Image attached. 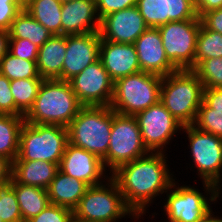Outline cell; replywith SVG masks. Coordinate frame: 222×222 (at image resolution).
Returning a JSON list of instances; mask_svg holds the SVG:
<instances>
[{"mask_svg":"<svg viewBox=\"0 0 222 222\" xmlns=\"http://www.w3.org/2000/svg\"><path fill=\"white\" fill-rule=\"evenodd\" d=\"M26 222H75L73 211L49 203L37 216Z\"/></svg>","mask_w":222,"mask_h":222,"instance_id":"836d02e7","label":"cell"},{"mask_svg":"<svg viewBox=\"0 0 222 222\" xmlns=\"http://www.w3.org/2000/svg\"><path fill=\"white\" fill-rule=\"evenodd\" d=\"M99 59L114 82L119 78L141 71L134 44L101 39Z\"/></svg>","mask_w":222,"mask_h":222,"instance_id":"ac0fdd59","label":"cell"},{"mask_svg":"<svg viewBox=\"0 0 222 222\" xmlns=\"http://www.w3.org/2000/svg\"><path fill=\"white\" fill-rule=\"evenodd\" d=\"M182 132L189 142L188 149L192 166L201 182L214 184L222 193V138L209 132L201 131L193 124L183 126Z\"/></svg>","mask_w":222,"mask_h":222,"instance_id":"30bf717a","label":"cell"},{"mask_svg":"<svg viewBox=\"0 0 222 222\" xmlns=\"http://www.w3.org/2000/svg\"><path fill=\"white\" fill-rule=\"evenodd\" d=\"M9 185L16 194L23 222L37 216L50 203L47 189L15 183L13 180Z\"/></svg>","mask_w":222,"mask_h":222,"instance_id":"603a6c76","label":"cell"},{"mask_svg":"<svg viewBox=\"0 0 222 222\" xmlns=\"http://www.w3.org/2000/svg\"><path fill=\"white\" fill-rule=\"evenodd\" d=\"M194 8L200 18L208 11L222 8V0H195Z\"/></svg>","mask_w":222,"mask_h":222,"instance_id":"b9f144b4","label":"cell"},{"mask_svg":"<svg viewBox=\"0 0 222 222\" xmlns=\"http://www.w3.org/2000/svg\"><path fill=\"white\" fill-rule=\"evenodd\" d=\"M59 165L41 160H14L12 180L15 183L47 189L55 178Z\"/></svg>","mask_w":222,"mask_h":222,"instance_id":"ffe728a7","label":"cell"},{"mask_svg":"<svg viewBox=\"0 0 222 222\" xmlns=\"http://www.w3.org/2000/svg\"><path fill=\"white\" fill-rule=\"evenodd\" d=\"M12 180V162L0 156V187L8 185Z\"/></svg>","mask_w":222,"mask_h":222,"instance_id":"7bdbcfd3","label":"cell"},{"mask_svg":"<svg viewBox=\"0 0 222 222\" xmlns=\"http://www.w3.org/2000/svg\"><path fill=\"white\" fill-rule=\"evenodd\" d=\"M10 80L0 74V114L15 116V102L10 88Z\"/></svg>","mask_w":222,"mask_h":222,"instance_id":"74e56055","label":"cell"},{"mask_svg":"<svg viewBox=\"0 0 222 222\" xmlns=\"http://www.w3.org/2000/svg\"><path fill=\"white\" fill-rule=\"evenodd\" d=\"M8 34L9 39H28L39 48L52 36V33L24 8L12 21Z\"/></svg>","mask_w":222,"mask_h":222,"instance_id":"cb8c5ba5","label":"cell"},{"mask_svg":"<svg viewBox=\"0 0 222 222\" xmlns=\"http://www.w3.org/2000/svg\"><path fill=\"white\" fill-rule=\"evenodd\" d=\"M100 20L116 11L136 6L137 0H95Z\"/></svg>","mask_w":222,"mask_h":222,"instance_id":"8d00e7d4","label":"cell"},{"mask_svg":"<svg viewBox=\"0 0 222 222\" xmlns=\"http://www.w3.org/2000/svg\"><path fill=\"white\" fill-rule=\"evenodd\" d=\"M135 116L122 115L113 110V122L107 155L102 159L109 174L120 166L147 155ZM108 167V168H107Z\"/></svg>","mask_w":222,"mask_h":222,"instance_id":"9c48e42d","label":"cell"},{"mask_svg":"<svg viewBox=\"0 0 222 222\" xmlns=\"http://www.w3.org/2000/svg\"><path fill=\"white\" fill-rule=\"evenodd\" d=\"M210 58H222V35L201 23L196 39L195 66Z\"/></svg>","mask_w":222,"mask_h":222,"instance_id":"83f0119b","label":"cell"},{"mask_svg":"<svg viewBox=\"0 0 222 222\" xmlns=\"http://www.w3.org/2000/svg\"><path fill=\"white\" fill-rule=\"evenodd\" d=\"M88 187L85 182L58 170L47 188L49 202L73 211Z\"/></svg>","mask_w":222,"mask_h":222,"instance_id":"7402d4cb","label":"cell"},{"mask_svg":"<svg viewBox=\"0 0 222 222\" xmlns=\"http://www.w3.org/2000/svg\"><path fill=\"white\" fill-rule=\"evenodd\" d=\"M162 25L173 21L200 19L192 0H161Z\"/></svg>","mask_w":222,"mask_h":222,"instance_id":"f546056e","label":"cell"},{"mask_svg":"<svg viewBox=\"0 0 222 222\" xmlns=\"http://www.w3.org/2000/svg\"><path fill=\"white\" fill-rule=\"evenodd\" d=\"M62 35L99 32L100 18L95 0H73L62 3Z\"/></svg>","mask_w":222,"mask_h":222,"instance_id":"d6986e66","label":"cell"},{"mask_svg":"<svg viewBox=\"0 0 222 222\" xmlns=\"http://www.w3.org/2000/svg\"><path fill=\"white\" fill-rule=\"evenodd\" d=\"M75 222H120L122 218L139 220L126 205L116 181L110 176L105 182L89 186L73 210Z\"/></svg>","mask_w":222,"mask_h":222,"instance_id":"277c9868","label":"cell"},{"mask_svg":"<svg viewBox=\"0 0 222 222\" xmlns=\"http://www.w3.org/2000/svg\"><path fill=\"white\" fill-rule=\"evenodd\" d=\"M24 9L52 35H62V3L59 0H27Z\"/></svg>","mask_w":222,"mask_h":222,"instance_id":"d4e9b609","label":"cell"},{"mask_svg":"<svg viewBox=\"0 0 222 222\" xmlns=\"http://www.w3.org/2000/svg\"><path fill=\"white\" fill-rule=\"evenodd\" d=\"M0 2H22L21 0H0Z\"/></svg>","mask_w":222,"mask_h":222,"instance_id":"bcb514c9","label":"cell"},{"mask_svg":"<svg viewBox=\"0 0 222 222\" xmlns=\"http://www.w3.org/2000/svg\"><path fill=\"white\" fill-rule=\"evenodd\" d=\"M148 28L137 6H133L103 17L99 34L109 42L134 44Z\"/></svg>","mask_w":222,"mask_h":222,"instance_id":"9a60e30c","label":"cell"},{"mask_svg":"<svg viewBox=\"0 0 222 222\" xmlns=\"http://www.w3.org/2000/svg\"><path fill=\"white\" fill-rule=\"evenodd\" d=\"M202 100L203 84L192 70H177L162 78L160 102L183 126L195 123Z\"/></svg>","mask_w":222,"mask_h":222,"instance_id":"3957f363","label":"cell"},{"mask_svg":"<svg viewBox=\"0 0 222 222\" xmlns=\"http://www.w3.org/2000/svg\"><path fill=\"white\" fill-rule=\"evenodd\" d=\"M135 117L142 142L149 152L166 153L167 149H170L168 146L172 140L174 141V138L181 134L183 129V125L171 115L160 101L137 113Z\"/></svg>","mask_w":222,"mask_h":222,"instance_id":"7c38bea8","label":"cell"},{"mask_svg":"<svg viewBox=\"0 0 222 222\" xmlns=\"http://www.w3.org/2000/svg\"><path fill=\"white\" fill-rule=\"evenodd\" d=\"M200 20L207 29L222 35V8L204 13Z\"/></svg>","mask_w":222,"mask_h":222,"instance_id":"ab89813d","label":"cell"},{"mask_svg":"<svg viewBox=\"0 0 222 222\" xmlns=\"http://www.w3.org/2000/svg\"><path fill=\"white\" fill-rule=\"evenodd\" d=\"M36 62L20 59L7 52L0 59V74L6 76L10 81L15 79L41 78Z\"/></svg>","mask_w":222,"mask_h":222,"instance_id":"f1b7e54d","label":"cell"},{"mask_svg":"<svg viewBox=\"0 0 222 222\" xmlns=\"http://www.w3.org/2000/svg\"><path fill=\"white\" fill-rule=\"evenodd\" d=\"M82 107L69 81L44 79L24 120L26 123L68 127Z\"/></svg>","mask_w":222,"mask_h":222,"instance_id":"7a4b0ae2","label":"cell"},{"mask_svg":"<svg viewBox=\"0 0 222 222\" xmlns=\"http://www.w3.org/2000/svg\"><path fill=\"white\" fill-rule=\"evenodd\" d=\"M136 6L148 27L162 25L161 0H137Z\"/></svg>","mask_w":222,"mask_h":222,"instance_id":"e575fe53","label":"cell"},{"mask_svg":"<svg viewBox=\"0 0 222 222\" xmlns=\"http://www.w3.org/2000/svg\"><path fill=\"white\" fill-rule=\"evenodd\" d=\"M113 109L110 106H83L68 128V140L103 159L109 147Z\"/></svg>","mask_w":222,"mask_h":222,"instance_id":"8992f818","label":"cell"},{"mask_svg":"<svg viewBox=\"0 0 222 222\" xmlns=\"http://www.w3.org/2000/svg\"><path fill=\"white\" fill-rule=\"evenodd\" d=\"M59 170L75 177L88 186H96L105 182L111 175L106 170L103 160L94 153L67 143L61 158Z\"/></svg>","mask_w":222,"mask_h":222,"instance_id":"5bb4252c","label":"cell"},{"mask_svg":"<svg viewBox=\"0 0 222 222\" xmlns=\"http://www.w3.org/2000/svg\"><path fill=\"white\" fill-rule=\"evenodd\" d=\"M61 3H65V2H69V1H73V0H59Z\"/></svg>","mask_w":222,"mask_h":222,"instance_id":"7dc6e473","label":"cell"},{"mask_svg":"<svg viewBox=\"0 0 222 222\" xmlns=\"http://www.w3.org/2000/svg\"><path fill=\"white\" fill-rule=\"evenodd\" d=\"M200 25V19H188L157 27L166 57L178 70H192L195 67L196 39Z\"/></svg>","mask_w":222,"mask_h":222,"instance_id":"8fae6325","label":"cell"},{"mask_svg":"<svg viewBox=\"0 0 222 222\" xmlns=\"http://www.w3.org/2000/svg\"><path fill=\"white\" fill-rule=\"evenodd\" d=\"M161 76L137 72L114 82L110 107L119 114L135 116L160 101Z\"/></svg>","mask_w":222,"mask_h":222,"instance_id":"ba28073f","label":"cell"},{"mask_svg":"<svg viewBox=\"0 0 222 222\" xmlns=\"http://www.w3.org/2000/svg\"><path fill=\"white\" fill-rule=\"evenodd\" d=\"M209 108L222 112V88H203V100Z\"/></svg>","mask_w":222,"mask_h":222,"instance_id":"60d3db41","label":"cell"},{"mask_svg":"<svg viewBox=\"0 0 222 222\" xmlns=\"http://www.w3.org/2000/svg\"><path fill=\"white\" fill-rule=\"evenodd\" d=\"M0 218L4 222H23L16 194L9 184L0 187Z\"/></svg>","mask_w":222,"mask_h":222,"instance_id":"d6a6232c","label":"cell"},{"mask_svg":"<svg viewBox=\"0 0 222 222\" xmlns=\"http://www.w3.org/2000/svg\"><path fill=\"white\" fill-rule=\"evenodd\" d=\"M68 142L67 127L24 122L14 160H41L60 165Z\"/></svg>","mask_w":222,"mask_h":222,"instance_id":"52a82bcc","label":"cell"},{"mask_svg":"<svg viewBox=\"0 0 222 222\" xmlns=\"http://www.w3.org/2000/svg\"><path fill=\"white\" fill-rule=\"evenodd\" d=\"M192 71L203 88H222V58H210L199 62Z\"/></svg>","mask_w":222,"mask_h":222,"instance_id":"4dcf8cb0","label":"cell"},{"mask_svg":"<svg viewBox=\"0 0 222 222\" xmlns=\"http://www.w3.org/2000/svg\"><path fill=\"white\" fill-rule=\"evenodd\" d=\"M167 156V152H149L120 166L110 175L118 184L126 205L142 220L146 213L149 214L154 201L162 194L165 197L172 182L177 180L174 172H170Z\"/></svg>","mask_w":222,"mask_h":222,"instance_id":"6da1fadb","label":"cell"},{"mask_svg":"<svg viewBox=\"0 0 222 222\" xmlns=\"http://www.w3.org/2000/svg\"><path fill=\"white\" fill-rule=\"evenodd\" d=\"M100 42L99 32L66 35L62 81H69L99 59Z\"/></svg>","mask_w":222,"mask_h":222,"instance_id":"2e32d148","label":"cell"},{"mask_svg":"<svg viewBox=\"0 0 222 222\" xmlns=\"http://www.w3.org/2000/svg\"><path fill=\"white\" fill-rule=\"evenodd\" d=\"M66 54V35H52L38 51L37 69L43 79L62 81V67Z\"/></svg>","mask_w":222,"mask_h":222,"instance_id":"44dd1931","label":"cell"},{"mask_svg":"<svg viewBox=\"0 0 222 222\" xmlns=\"http://www.w3.org/2000/svg\"><path fill=\"white\" fill-rule=\"evenodd\" d=\"M69 83L83 106H110L114 81L100 59L75 75Z\"/></svg>","mask_w":222,"mask_h":222,"instance_id":"4fadbf2b","label":"cell"},{"mask_svg":"<svg viewBox=\"0 0 222 222\" xmlns=\"http://www.w3.org/2000/svg\"><path fill=\"white\" fill-rule=\"evenodd\" d=\"M43 78L15 79L10 82L15 102V116H24L38 95Z\"/></svg>","mask_w":222,"mask_h":222,"instance_id":"4316f807","label":"cell"},{"mask_svg":"<svg viewBox=\"0 0 222 222\" xmlns=\"http://www.w3.org/2000/svg\"><path fill=\"white\" fill-rule=\"evenodd\" d=\"M202 185L204 188L201 189L204 192L195 185H180L174 180L165 193L166 198H163L165 202L162 201V211L167 216V220H164L166 222H195L204 217L213 208L211 205H215L220 200V190L209 182H202Z\"/></svg>","mask_w":222,"mask_h":222,"instance_id":"5b68a950","label":"cell"},{"mask_svg":"<svg viewBox=\"0 0 222 222\" xmlns=\"http://www.w3.org/2000/svg\"><path fill=\"white\" fill-rule=\"evenodd\" d=\"M193 125L201 131L222 138V112L209 108L203 101Z\"/></svg>","mask_w":222,"mask_h":222,"instance_id":"1f68e13d","label":"cell"},{"mask_svg":"<svg viewBox=\"0 0 222 222\" xmlns=\"http://www.w3.org/2000/svg\"><path fill=\"white\" fill-rule=\"evenodd\" d=\"M134 45L141 71L164 77L178 70L166 57L158 28L146 29Z\"/></svg>","mask_w":222,"mask_h":222,"instance_id":"e0dca14e","label":"cell"},{"mask_svg":"<svg viewBox=\"0 0 222 222\" xmlns=\"http://www.w3.org/2000/svg\"><path fill=\"white\" fill-rule=\"evenodd\" d=\"M23 8V2H0V30L8 31L12 21Z\"/></svg>","mask_w":222,"mask_h":222,"instance_id":"f35d334b","label":"cell"},{"mask_svg":"<svg viewBox=\"0 0 222 222\" xmlns=\"http://www.w3.org/2000/svg\"><path fill=\"white\" fill-rule=\"evenodd\" d=\"M24 116L0 114V156L11 162L18 155L19 138Z\"/></svg>","mask_w":222,"mask_h":222,"instance_id":"484cf974","label":"cell"},{"mask_svg":"<svg viewBox=\"0 0 222 222\" xmlns=\"http://www.w3.org/2000/svg\"><path fill=\"white\" fill-rule=\"evenodd\" d=\"M8 31L0 30V59L8 52Z\"/></svg>","mask_w":222,"mask_h":222,"instance_id":"ee69618b","label":"cell"},{"mask_svg":"<svg viewBox=\"0 0 222 222\" xmlns=\"http://www.w3.org/2000/svg\"><path fill=\"white\" fill-rule=\"evenodd\" d=\"M213 211L214 210L211 209L204 217L195 222H222V216L220 217L219 215H214L216 211Z\"/></svg>","mask_w":222,"mask_h":222,"instance_id":"f6af8a7d","label":"cell"},{"mask_svg":"<svg viewBox=\"0 0 222 222\" xmlns=\"http://www.w3.org/2000/svg\"><path fill=\"white\" fill-rule=\"evenodd\" d=\"M39 47L28 39H9L8 52L23 60L37 61Z\"/></svg>","mask_w":222,"mask_h":222,"instance_id":"d590c367","label":"cell"}]
</instances>
